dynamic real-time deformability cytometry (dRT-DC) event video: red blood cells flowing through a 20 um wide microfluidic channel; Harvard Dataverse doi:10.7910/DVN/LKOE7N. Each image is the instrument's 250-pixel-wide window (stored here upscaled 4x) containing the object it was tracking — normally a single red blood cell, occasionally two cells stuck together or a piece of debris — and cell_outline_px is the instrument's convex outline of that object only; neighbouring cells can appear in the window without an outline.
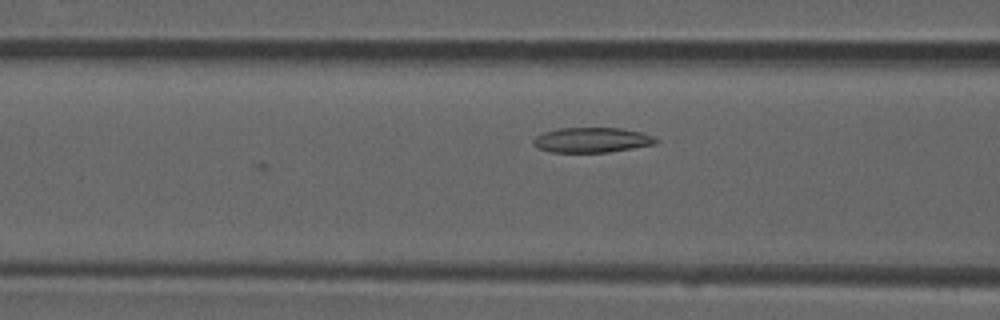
{"species": "common noctule bat (a hibernating species)", "species_latin": "Nyctalus noctula", "temperature_condition": "room temperature", "stored_images_in_passage": 15, "camera_frame_rate_fps": 3000, "um_per_image_px": 0.085, "animal": {"sex": "male", "forearm_length_mm": 52.5}, "frame": {"image": 1, "passage_image": 15, "time_ms": 4.667, "image_size_px": [1000, 320], "cell_outline_px": [[660, 140], [656, 144], [608, 152], [552, 152], [536, 148], [532, 144], [532, 140], [536, 136], [544, 132], [560, 128], [620, 128], [640, 132], [652, 136]], "centroid_in_image_um": [50.28, 11.9], "position_along_channel_um": 116.3, "area_um2": 17.86}}